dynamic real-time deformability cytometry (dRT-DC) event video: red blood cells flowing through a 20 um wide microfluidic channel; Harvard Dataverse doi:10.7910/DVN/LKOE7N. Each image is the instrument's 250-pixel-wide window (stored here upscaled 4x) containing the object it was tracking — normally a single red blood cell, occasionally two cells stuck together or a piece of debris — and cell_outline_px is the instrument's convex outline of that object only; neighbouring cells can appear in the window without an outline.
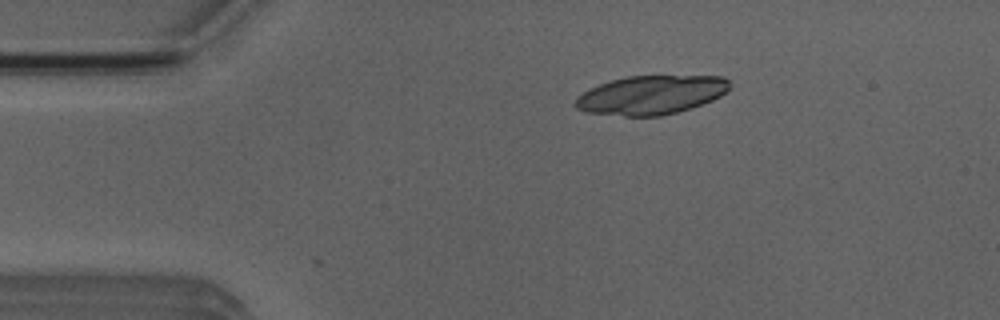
{"species": "Egyptian fruit bat (a non-hibernating species)", "species_latin": "Rousettus aegyptiacus", "temperature_condition": "room temperature", "stored_images_in_passage": 6, "camera_frame_rate_fps": 3000, "um_per_image_px": 0.085, "animal": {"sex": "male"}, "frame": {"image": 1, "passage_image": 1, "time_ms": 0.0, "image_size_px": [1000, 320], "cell_outline_px": [[728, 88], [720, 96], [712, 100], [692, 108], [660, 116], [624, 116], [584, 112], [576, 108], [572, 104], [576, 96], [600, 84], [612, 80], [628, 76], [724, 76], [728, 80]], "centroid_in_image_um": [55.29, 8.08], "position_along_channel_um": 29.7, "area_um2": 34.85}}